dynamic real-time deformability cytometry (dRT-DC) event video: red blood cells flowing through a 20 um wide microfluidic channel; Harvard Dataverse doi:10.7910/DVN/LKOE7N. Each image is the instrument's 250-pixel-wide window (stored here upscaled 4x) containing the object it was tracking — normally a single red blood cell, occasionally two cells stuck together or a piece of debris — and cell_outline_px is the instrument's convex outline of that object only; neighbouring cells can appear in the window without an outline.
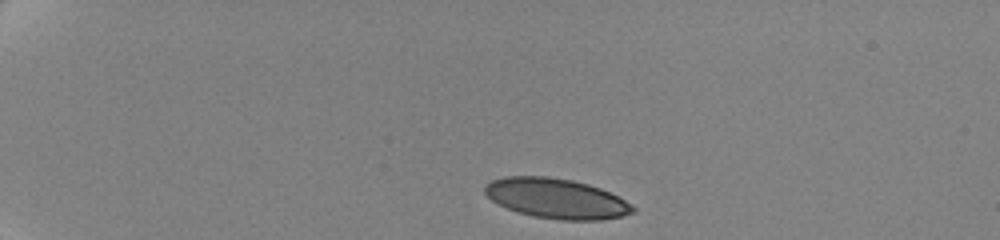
{"species": "human", "species_latin": "Homo sapiens", "temperature_condition": "cold", "stored_images_in_passage": 13, "camera_frame_rate_fps": 3000, "um_per_image_px": 0.085, "donor": {"sex": "female"}, "frame": {"image": 1, "passage_image": 1, "time_ms": 0.0, "image_size_px": [1000, 240], "cell_outline_px": [[636, 212], [620, 216], [600, 220], [560, 220], [532, 216], [508, 208], [492, 200], [484, 192], [484, 184], [492, 180], [504, 176], [548, 176], [572, 180], [588, 184], [600, 188], [632, 204], [636, 208]], "centroid_in_image_um": [47.28, 16.86], "position_along_channel_um": 37.7, "area_um2": 34.39}}
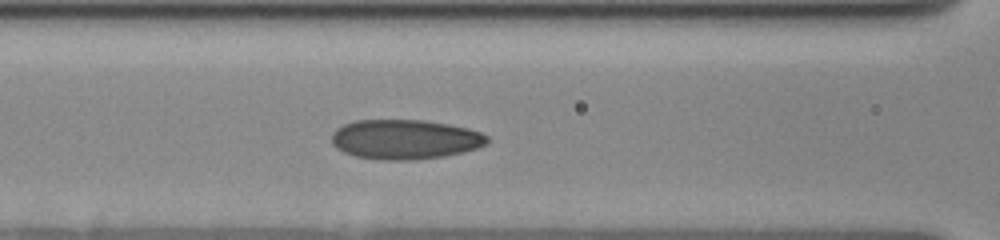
{"frame": {"image": 2, "passage_image": 8, "time_ms": 5.0, "image_size_px": [1000, 240], "cell_outline_px": [[488, 144], [464, 152], [444, 156], [412, 160], [380, 160], [356, 156], [344, 152], [336, 148], [332, 144], [332, 132], [336, 128], [344, 124], [356, 120], [424, 120], [448, 124], [468, 128], [480, 132], [488, 136]], "centroid_in_image_um": [34.42, 11.85], "position_along_channel_um": 132.2, "area_um2": 36.13}}
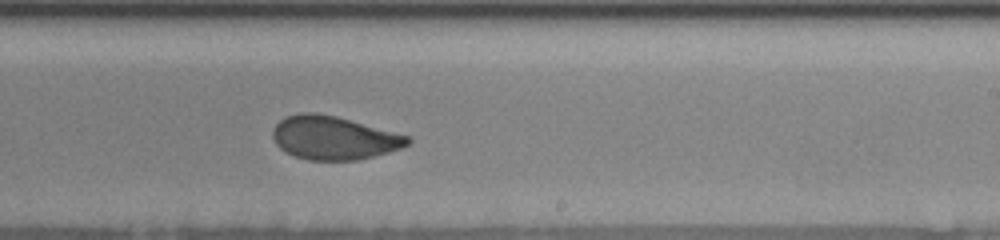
{"frame": {"image": 3, "passage_image": 13, "time_ms": 8.667, "image_size_px": [1000, 240], "cell_outline_px": [[412, 140], [408, 144], [400, 148], [388, 152], [356, 160], [308, 160], [284, 152], [276, 144], [272, 136], [272, 132], [276, 124], [284, 116], [300, 112], [312, 112], [336, 116], [408, 136]], "centroid_in_image_um": [28.32, 11.71], "position_along_channel_um": 260.7, "area_um2": 33.93}}